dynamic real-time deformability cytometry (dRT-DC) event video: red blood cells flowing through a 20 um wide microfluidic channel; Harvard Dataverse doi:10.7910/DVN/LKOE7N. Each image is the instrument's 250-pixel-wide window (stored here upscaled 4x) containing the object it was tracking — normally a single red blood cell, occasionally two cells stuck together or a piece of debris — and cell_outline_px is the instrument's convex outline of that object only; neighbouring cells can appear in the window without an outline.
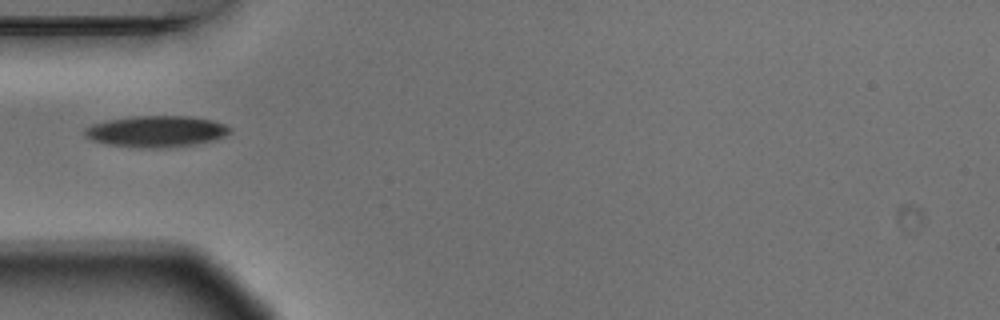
{"species": "Egyptian fruit bat (a non-hibernating species)", "species_latin": "Rousettus aegyptiacus", "temperature_condition": "warm", "stored_images_in_passage": 6, "camera_frame_rate_fps": 3000, "um_per_image_px": 0.085, "animal": {"sex": "male"}, "frame": {"image": 1, "passage_image": 5, "time_ms": 1.333, "image_size_px": [1000, 320], "cell_outline_px": [[232, 132], [224, 136], [212, 140], [196, 144], [164, 148], [140, 148], [108, 144], [92, 140], [84, 132], [84, 128], [92, 124], [108, 120], [132, 116], [192, 116], [212, 120], [224, 124], [232, 128]], "centroid_in_image_um": [13.31, 11.16], "position_along_channel_um": 71.7, "area_um2": 26.53}}
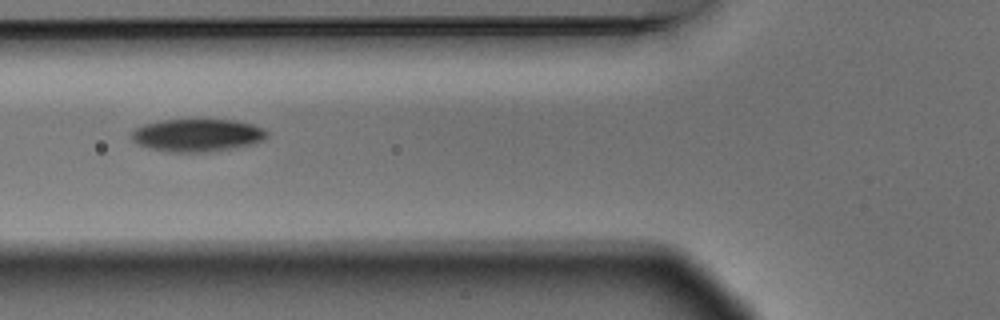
{"frame": {"image": 2, "passage_image": 6, "time_ms": 1.667, "image_size_px": [1000, 320], "cell_outline_px": [[268, 136], [264, 140], [248, 144], [208, 152], [168, 152], [148, 148], [132, 140], [132, 128], [144, 124], [160, 120], [236, 120], [252, 124], [264, 128], [268, 132]], "centroid_in_image_um": [16.74, 11.48], "position_along_channel_um": 109.1, "area_um2": 25.72}}